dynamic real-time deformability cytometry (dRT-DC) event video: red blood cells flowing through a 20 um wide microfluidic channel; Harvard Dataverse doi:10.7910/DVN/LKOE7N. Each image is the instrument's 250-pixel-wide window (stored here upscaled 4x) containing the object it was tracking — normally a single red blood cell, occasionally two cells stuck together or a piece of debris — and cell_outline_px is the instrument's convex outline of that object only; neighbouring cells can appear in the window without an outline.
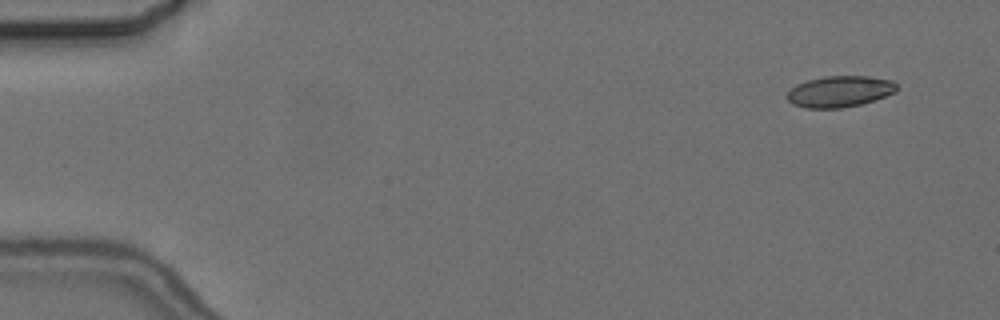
{"species": "common noctule bat (a hibernating species)", "species_latin": "Nyctalus noctula", "temperature_condition": "cold", "stored_images_in_passage": 7, "camera_frame_rate_fps": 3000, "um_per_image_px": 0.085, "animal": {"sex": "female", "body_mass_g": 24.6, "forearm_length_mm": 56.2}, "frame": {"image": 1, "passage_image": 1, "time_ms": 0.0, "image_size_px": [1000, 320], "cell_outline_px": [[900, 88], [896, 92], [876, 100], [860, 104], [840, 108], [808, 108], [792, 104], [784, 96], [796, 84], [808, 80], [824, 76], [868, 76], [892, 80]], "centroid_in_image_um": [71.39, 7.77], "position_along_channel_um": 13.6, "area_um2": 20.11}}
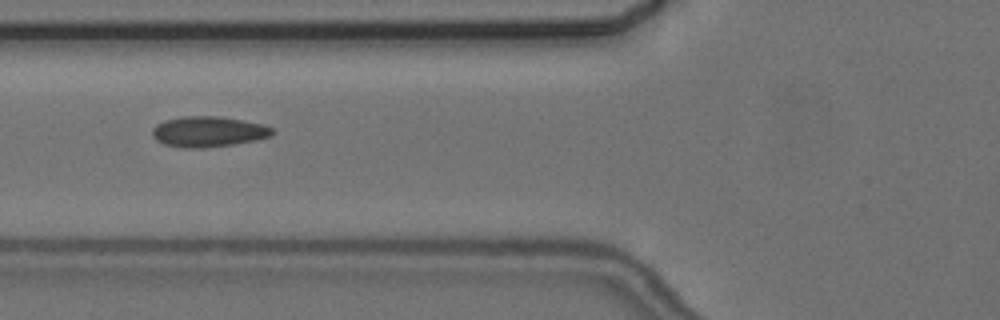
{"frame": {"image": 2, "passage_image": 6, "time_ms": 6.0, "image_size_px": [1000, 320], "cell_outline_px": [[276, 132], [272, 136], [256, 140], [232, 144], [204, 148], [180, 148], [164, 144], [156, 140], [152, 136], [152, 128], [156, 124], [164, 120], [184, 116], [220, 116], [264, 124], [272, 128]], "centroid_in_image_um": [17.7, 11.19], "position_along_channel_um": 108.1, "area_um2": 21.62}}
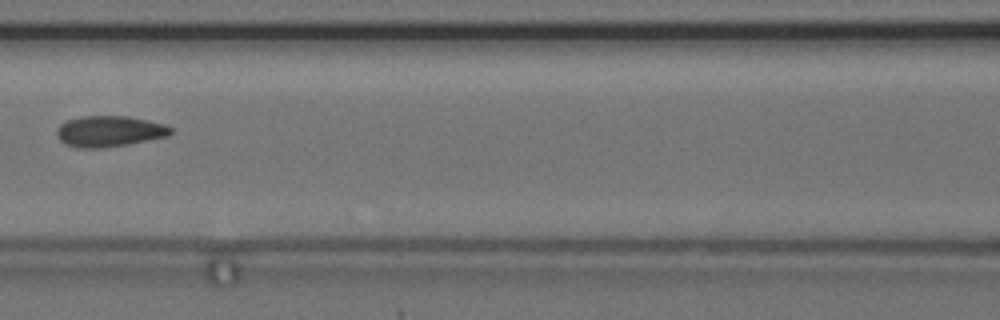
{"frame": {"image": 3, "passage_image": 7, "time_ms": 7.333, "image_size_px": [1000, 320], "cell_outline_px": [[172, 132], [168, 136], [128, 144], [100, 148], [76, 148], [64, 144], [56, 136], [56, 128], [60, 124], [68, 120], [80, 116], [128, 116], [164, 124], [172, 128]], "centroid_in_image_um": [9.25, 11.16], "position_along_channel_um": 157.4, "area_um2": 20.63}}